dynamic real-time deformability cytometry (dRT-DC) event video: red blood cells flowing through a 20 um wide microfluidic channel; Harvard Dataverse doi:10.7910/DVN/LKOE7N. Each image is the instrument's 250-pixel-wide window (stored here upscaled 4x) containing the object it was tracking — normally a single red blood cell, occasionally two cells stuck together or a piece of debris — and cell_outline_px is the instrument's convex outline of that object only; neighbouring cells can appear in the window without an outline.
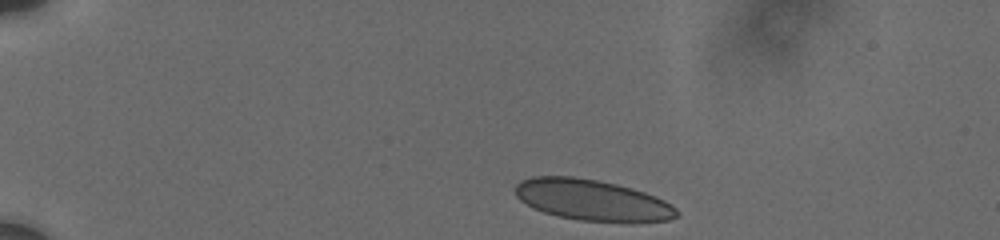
{"species": "human", "species_latin": "Homo sapiens", "temperature_condition": "cold", "stored_images_in_passage": 35, "camera_frame_rate_fps": 3000, "um_per_image_px": 0.085, "donor": {"sex": "male"}, "frame": {"image": 1, "passage_image": 1, "time_ms": 0.0, "image_size_px": [1000, 240], "cell_outline_px": [[680, 216], [668, 220], [632, 224], [628, 224], [580, 220], [560, 216], [544, 212], [532, 208], [520, 200], [516, 196], [516, 184], [520, 180], [532, 176], [572, 176], [600, 180], [632, 188], [656, 196], [664, 200], [676, 208], [680, 212]], "centroid_in_image_um": [50.39, 17.03], "position_along_channel_um": 34.6, "area_um2": 39.36}}
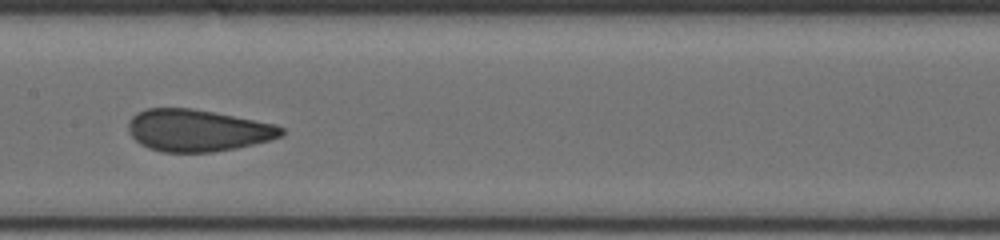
{"frame": {"image": 2, "passage_image": 15, "time_ms": 6.333, "image_size_px": [1000, 240], "cell_outline_px": [[284, 136], [272, 140], [236, 148], [212, 152], [164, 152], [148, 148], [140, 144], [128, 132], [128, 120], [136, 112], [148, 108], [192, 108], [276, 124], [284, 128]], "centroid_in_image_um": [16.8, 11.08], "position_along_channel_um": 190.6, "area_um2": 37.63}}
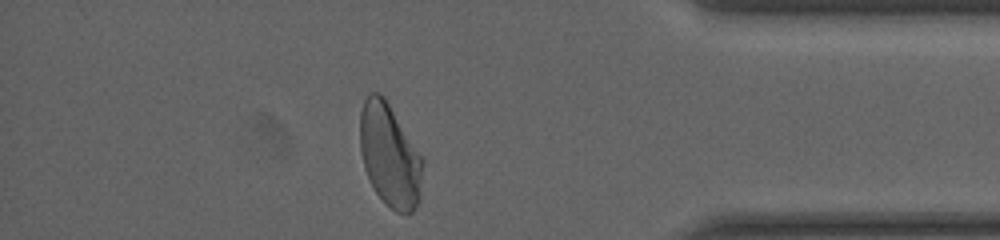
{"frame": {"image": 3, "passage_image": 30, "time_ms": 12.667, "image_size_px": [1000, 240], "cell_outline_px": [[424, 160], [420, 200], [412, 212], [408, 216], [396, 212], [376, 192], [364, 168], [360, 148], [360, 112], [364, 100], [368, 92], [380, 92], [384, 96]], "centroid_in_image_um": [33.14, 13.21], "position_along_channel_um": 402.1, "area_um2": 37.69}, "authors_computed_cell_mechanics": {"area_um2": 37.9746, "velocity_mm_per_s": 3.699, "shape_relaxation_time_tau1_ms": 9.1235, "shape_relaxation_time_tau2_ms": null, "deformation_change_tau1": 0.1845, "deformation_change_tau2": null}}